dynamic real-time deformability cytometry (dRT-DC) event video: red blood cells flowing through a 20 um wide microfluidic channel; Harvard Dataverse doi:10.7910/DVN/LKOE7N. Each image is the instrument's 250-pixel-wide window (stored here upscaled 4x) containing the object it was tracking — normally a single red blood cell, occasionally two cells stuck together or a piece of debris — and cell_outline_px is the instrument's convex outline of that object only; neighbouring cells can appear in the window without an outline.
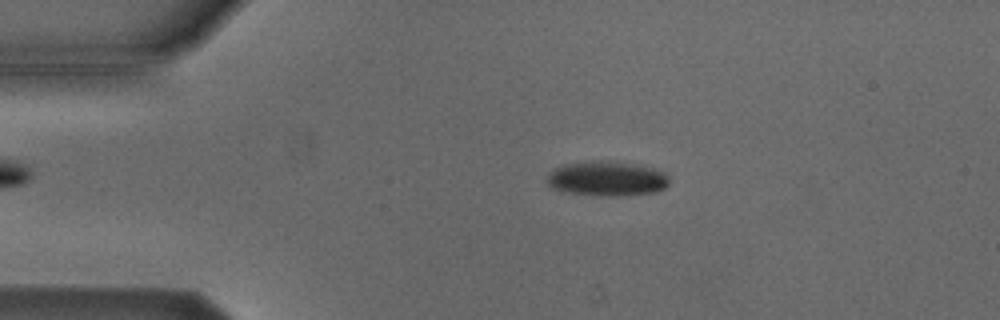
{"species": "Egyptian fruit bat (a non-hibernating species)", "species_latin": "Rousettus aegyptiacus", "temperature_condition": "cold", "stored_images_in_passage": 39, "camera_frame_rate_fps": 3000, "um_per_image_px": 0.085, "animal": {"sex": "male"}, "frame": {"image": 1, "passage_image": 4, "time_ms": 1.0, "image_size_px": [1000, 320], "cell_outline_px": [[668, 184], [664, 188], [656, 192], [620, 196], [596, 196], [564, 192], [552, 188], [544, 180], [556, 168], [564, 164], [592, 160], [608, 160], [652, 168], [664, 172], [668, 176]], "centroid_in_image_um": [51.55, 15.19], "position_along_channel_um": 33.4, "area_um2": 24.91}}
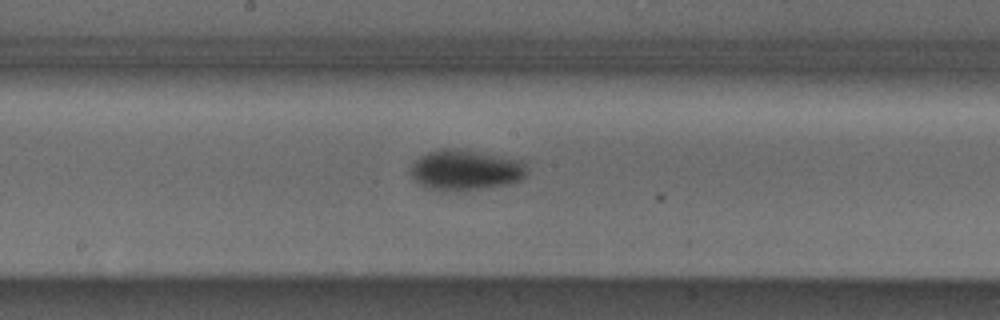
{"frame": {"image": 2, "passage_image": 21, "time_ms": 6.667, "image_size_px": [1000, 320], "cell_outline_px": [[528, 172], [520, 180], [508, 184], [460, 192], [424, 188], [416, 184], [408, 172], [408, 168], [420, 156], [428, 152], [444, 148], [452, 148], [528, 160]], "centroid_in_image_um": [39.57, 14.46], "position_along_channel_um": 208.6, "area_um2": 28.21}}
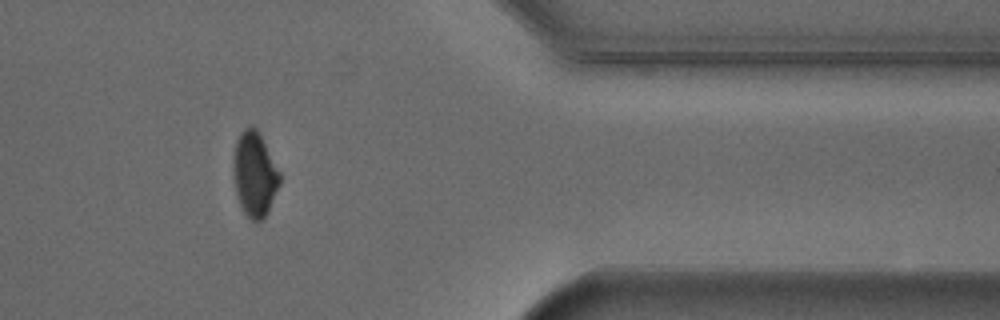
{"frame": {"image": 3, "passage_image": 37, "time_ms": 12.0, "image_size_px": [1000, 320], "cell_outline_px": [[280, 184], [268, 212], [260, 220], [252, 220], [244, 212], [240, 204], [236, 192], [232, 168], [232, 164], [236, 140], [240, 132], [244, 128], [252, 124], [256, 128], [280, 172]], "centroid_in_image_um": [21.63, 14.78], "position_along_channel_um": 389.8, "area_um2": 22.77}}